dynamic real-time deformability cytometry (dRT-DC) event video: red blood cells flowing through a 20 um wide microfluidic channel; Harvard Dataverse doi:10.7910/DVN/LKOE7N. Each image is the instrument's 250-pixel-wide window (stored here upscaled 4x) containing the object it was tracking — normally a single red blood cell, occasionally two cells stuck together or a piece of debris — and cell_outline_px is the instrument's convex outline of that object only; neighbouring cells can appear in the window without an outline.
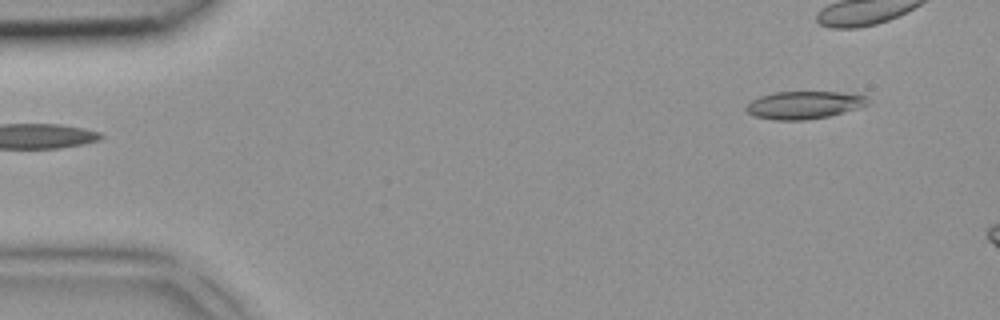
{"species": "common noctule bat (a hibernating species)", "species_latin": "Nyctalus noctula", "temperature_condition": "room temperature", "stored_images_in_passage": 4, "segment_of_instrument_passage": [2, 2], "camera_frame_rate_fps": 3000, "um_per_image_px": 0.085, "animal": {"sex": "female", "body_mass_g": 18.4}, "frame": {"image": 1, "passage_image": 4, "time_ms": 1.0, "image_size_px": [1000, 320], "cell_outline_px": [[868, 104], [856, 108], [828, 116], [808, 120], [772, 120], [752, 116], [744, 108], [752, 100], [760, 96], [776, 92], [856, 92], [868, 96]], "centroid_in_image_um": [68.35, 8.92], "position_along_channel_um": 16.6, "area_um2": 19.77}}